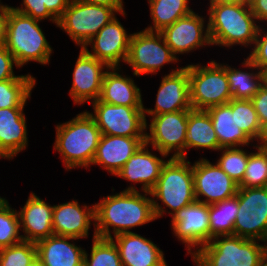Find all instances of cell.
I'll return each instance as SVG.
<instances>
[{
  "mask_svg": "<svg viewBox=\"0 0 267 266\" xmlns=\"http://www.w3.org/2000/svg\"><path fill=\"white\" fill-rule=\"evenodd\" d=\"M150 192L140 193L131 185L120 193L108 195L95 203L94 233L99 238L111 239L129 229L156 220L152 199L146 197Z\"/></svg>",
  "mask_w": 267,
  "mask_h": 266,
  "instance_id": "6da1fadb",
  "label": "cell"
},
{
  "mask_svg": "<svg viewBox=\"0 0 267 266\" xmlns=\"http://www.w3.org/2000/svg\"><path fill=\"white\" fill-rule=\"evenodd\" d=\"M56 128L54 149L61 154L67 169L88 168L95 157L101 131L87 111H83Z\"/></svg>",
  "mask_w": 267,
  "mask_h": 266,
  "instance_id": "7a4b0ae2",
  "label": "cell"
},
{
  "mask_svg": "<svg viewBox=\"0 0 267 266\" xmlns=\"http://www.w3.org/2000/svg\"><path fill=\"white\" fill-rule=\"evenodd\" d=\"M208 28L212 45L248 47L256 40L260 25L246 3H220L208 8Z\"/></svg>",
  "mask_w": 267,
  "mask_h": 266,
  "instance_id": "3957f363",
  "label": "cell"
},
{
  "mask_svg": "<svg viewBox=\"0 0 267 266\" xmlns=\"http://www.w3.org/2000/svg\"><path fill=\"white\" fill-rule=\"evenodd\" d=\"M185 158H169L163 165L155 186L150 190L156 219L176 211L196 201L194 193L193 165ZM156 199V200H154ZM160 200L164 208L159 205ZM165 209V210H164Z\"/></svg>",
  "mask_w": 267,
  "mask_h": 266,
  "instance_id": "277c9868",
  "label": "cell"
},
{
  "mask_svg": "<svg viewBox=\"0 0 267 266\" xmlns=\"http://www.w3.org/2000/svg\"><path fill=\"white\" fill-rule=\"evenodd\" d=\"M266 255V243L226 235L212 238L191 257L197 266H260Z\"/></svg>",
  "mask_w": 267,
  "mask_h": 266,
  "instance_id": "5b68a950",
  "label": "cell"
},
{
  "mask_svg": "<svg viewBox=\"0 0 267 266\" xmlns=\"http://www.w3.org/2000/svg\"><path fill=\"white\" fill-rule=\"evenodd\" d=\"M40 21L9 10L4 45L15 58L19 68L29 61L49 64L52 48L39 24Z\"/></svg>",
  "mask_w": 267,
  "mask_h": 266,
  "instance_id": "8992f818",
  "label": "cell"
},
{
  "mask_svg": "<svg viewBox=\"0 0 267 266\" xmlns=\"http://www.w3.org/2000/svg\"><path fill=\"white\" fill-rule=\"evenodd\" d=\"M190 103L194 110H207L228 103L232 97L226 65L214 60L206 66L188 64Z\"/></svg>",
  "mask_w": 267,
  "mask_h": 266,
  "instance_id": "52a82bcc",
  "label": "cell"
},
{
  "mask_svg": "<svg viewBox=\"0 0 267 266\" xmlns=\"http://www.w3.org/2000/svg\"><path fill=\"white\" fill-rule=\"evenodd\" d=\"M116 13L111 7L71 0L58 20L57 27L66 32L80 48H83L115 17Z\"/></svg>",
  "mask_w": 267,
  "mask_h": 266,
  "instance_id": "ba28073f",
  "label": "cell"
},
{
  "mask_svg": "<svg viewBox=\"0 0 267 266\" xmlns=\"http://www.w3.org/2000/svg\"><path fill=\"white\" fill-rule=\"evenodd\" d=\"M190 111L183 110L151 116L150 124L147 125L146 122L145 129H149L150 133H145V143L158 151L162 158H166L170 152L174 151L171 158L187 159L186 130Z\"/></svg>",
  "mask_w": 267,
  "mask_h": 266,
  "instance_id": "9c48e42d",
  "label": "cell"
},
{
  "mask_svg": "<svg viewBox=\"0 0 267 266\" xmlns=\"http://www.w3.org/2000/svg\"><path fill=\"white\" fill-rule=\"evenodd\" d=\"M178 60L160 32L141 30L132 34L125 64L131 66L133 75L139 77L157 74L165 64L177 63Z\"/></svg>",
  "mask_w": 267,
  "mask_h": 266,
  "instance_id": "30bf717a",
  "label": "cell"
},
{
  "mask_svg": "<svg viewBox=\"0 0 267 266\" xmlns=\"http://www.w3.org/2000/svg\"><path fill=\"white\" fill-rule=\"evenodd\" d=\"M233 235L267 243V187L238 188Z\"/></svg>",
  "mask_w": 267,
  "mask_h": 266,
  "instance_id": "8fae6325",
  "label": "cell"
},
{
  "mask_svg": "<svg viewBox=\"0 0 267 266\" xmlns=\"http://www.w3.org/2000/svg\"><path fill=\"white\" fill-rule=\"evenodd\" d=\"M91 103L94 112H87L94 119L102 135L145 137L147 130L144 107L111 105L99 99Z\"/></svg>",
  "mask_w": 267,
  "mask_h": 266,
  "instance_id": "7c38bea8",
  "label": "cell"
},
{
  "mask_svg": "<svg viewBox=\"0 0 267 266\" xmlns=\"http://www.w3.org/2000/svg\"><path fill=\"white\" fill-rule=\"evenodd\" d=\"M171 216V228L174 236L187 246L188 254L192 256L203 245L210 242L208 204L195 201ZM192 248H194V252L191 250Z\"/></svg>",
  "mask_w": 267,
  "mask_h": 266,
  "instance_id": "4fadbf2b",
  "label": "cell"
},
{
  "mask_svg": "<svg viewBox=\"0 0 267 266\" xmlns=\"http://www.w3.org/2000/svg\"><path fill=\"white\" fill-rule=\"evenodd\" d=\"M193 178L196 201L208 205L236 196L239 188L217 163L205 158L193 163ZM202 196L206 199H201Z\"/></svg>",
  "mask_w": 267,
  "mask_h": 266,
  "instance_id": "5bb4252c",
  "label": "cell"
},
{
  "mask_svg": "<svg viewBox=\"0 0 267 266\" xmlns=\"http://www.w3.org/2000/svg\"><path fill=\"white\" fill-rule=\"evenodd\" d=\"M204 24V18L192 11L172 25L165 27L160 33L163 35L173 55L177 58V54L189 53L199 47L212 45L208 22L206 28Z\"/></svg>",
  "mask_w": 267,
  "mask_h": 266,
  "instance_id": "9a60e30c",
  "label": "cell"
},
{
  "mask_svg": "<svg viewBox=\"0 0 267 266\" xmlns=\"http://www.w3.org/2000/svg\"><path fill=\"white\" fill-rule=\"evenodd\" d=\"M131 37L132 34L127 33L115 16L83 49L109 67H120V62H126ZM89 45L92 46V52L87 48Z\"/></svg>",
  "mask_w": 267,
  "mask_h": 266,
  "instance_id": "2e32d148",
  "label": "cell"
},
{
  "mask_svg": "<svg viewBox=\"0 0 267 266\" xmlns=\"http://www.w3.org/2000/svg\"><path fill=\"white\" fill-rule=\"evenodd\" d=\"M110 67L95 57L90 56L83 48L80 49L72 73V87L69 91L74 104L94 102L101 94L102 81Z\"/></svg>",
  "mask_w": 267,
  "mask_h": 266,
  "instance_id": "e0dca14e",
  "label": "cell"
},
{
  "mask_svg": "<svg viewBox=\"0 0 267 266\" xmlns=\"http://www.w3.org/2000/svg\"><path fill=\"white\" fill-rule=\"evenodd\" d=\"M154 109L144 107V116L174 113L183 110H192L190 103V83L188 69L180 67L163 76L156 96Z\"/></svg>",
  "mask_w": 267,
  "mask_h": 266,
  "instance_id": "ac0fdd59",
  "label": "cell"
},
{
  "mask_svg": "<svg viewBox=\"0 0 267 266\" xmlns=\"http://www.w3.org/2000/svg\"><path fill=\"white\" fill-rule=\"evenodd\" d=\"M123 266H167L163 251L150 239L129 232L112 237Z\"/></svg>",
  "mask_w": 267,
  "mask_h": 266,
  "instance_id": "d6986e66",
  "label": "cell"
},
{
  "mask_svg": "<svg viewBox=\"0 0 267 266\" xmlns=\"http://www.w3.org/2000/svg\"><path fill=\"white\" fill-rule=\"evenodd\" d=\"M91 221L95 222V205L80 207L76 200L53 205L54 235L86 238L89 235Z\"/></svg>",
  "mask_w": 267,
  "mask_h": 266,
  "instance_id": "ffe728a7",
  "label": "cell"
},
{
  "mask_svg": "<svg viewBox=\"0 0 267 266\" xmlns=\"http://www.w3.org/2000/svg\"><path fill=\"white\" fill-rule=\"evenodd\" d=\"M20 230L24 232V241L37 243L54 234L53 206L49 205L35 193H31L25 205L18 211Z\"/></svg>",
  "mask_w": 267,
  "mask_h": 266,
  "instance_id": "44dd1931",
  "label": "cell"
},
{
  "mask_svg": "<svg viewBox=\"0 0 267 266\" xmlns=\"http://www.w3.org/2000/svg\"><path fill=\"white\" fill-rule=\"evenodd\" d=\"M144 143L145 137L101 135L92 164L101 165L115 176Z\"/></svg>",
  "mask_w": 267,
  "mask_h": 266,
  "instance_id": "7402d4cb",
  "label": "cell"
},
{
  "mask_svg": "<svg viewBox=\"0 0 267 266\" xmlns=\"http://www.w3.org/2000/svg\"><path fill=\"white\" fill-rule=\"evenodd\" d=\"M147 147L144 143L115 175L135 184L141 183L140 190L143 192H150L155 186L167 161L154 155Z\"/></svg>",
  "mask_w": 267,
  "mask_h": 266,
  "instance_id": "603a6c76",
  "label": "cell"
},
{
  "mask_svg": "<svg viewBox=\"0 0 267 266\" xmlns=\"http://www.w3.org/2000/svg\"><path fill=\"white\" fill-rule=\"evenodd\" d=\"M24 108L0 109V158L12 159L28 145Z\"/></svg>",
  "mask_w": 267,
  "mask_h": 266,
  "instance_id": "cb8c5ba5",
  "label": "cell"
},
{
  "mask_svg": "<svg viewBox=\"0 0 267 266\" xmlns=\"http://www.w3.org/2000/svg\"><path fill=\"white\" fill-rule=\"evenodd\" d=\"M76 239L54 234L42 239L36 243L37 258L43 266H83L85 250L68 242Z\"/></svg>",
  "mask_w": 267,
  "mask_h": 266,
  "instance_id": "d4e9b609",
  "label": "cell"
},
{
  "mask_svg": "<svg viewBox=\"0 0 267 266\" xmlns=\"http://www.w3.org/2000/svg\"><path fill=\"white\" fill-rule=\"evenodd\" d=\"M120 68L110 67L106 70L99 100L111 105L144 107L140 88L133 79L119 74Z\"/></svg>",
  "mask_w": 267,
  "mask_h": 266,
  "instance_id": "484cf974",
  "label": "cell"
},
{
  "mask_svg": "<svg viewBox=\"0 0 267 266\" xmlns=\"http://www.w3.org/2000/svg\"><path fill=\"white\" fill-rule=\"evenodd\" d=\"M206 111L211 117L219 142V150L221 148L242 147L251 144L250 142L252 141L237 126L235 111H232L228 103L213 106Z\"/></svg>",
  "mask_w": 267,
  "mask_h": 266,
  "instance_id": "4316f807",
  "label": "cell"
},
{
  "mask_svg": "<svg viewBox=\"0 0 267 266\" xmlns=\"http://www.w3.org/2000/svg\"><path fill=\"white\" fill-rule=\"evenodd\" d=\"M188 148L219 150L218 138L206 110L192 109L188 113L186 149Z\"/></svg>",
  "mask_w": 267,
  "mask_h": 266,
  "instance_id": "83f0119b",
  "label": "cell"
},
{
  "mask_svg": "<svg viewBox=\"0 0 267 266\" xmlns=\"http://www.w3.org/2000/svg\"><path fill=\"white\" fill-rule=\"evenodd\" d=\"M242 66L251 69V72L232 68L226 64L229 89L233 99L250 100L267 80V75L262 73L261 70L248 58L242 62ZM254 69L258 71L253 72Z\"/></svg>",
  "mask_w": 267,
  "mask_h": 266,
  "instance_id": "f1b7e54d",
  "label": "cell"
},
{
  "mask_svg": "<svg viewBox=\"0 0 267 266\" xmlns=\"http://www.w3.org/2000/svg\"><path fill=\"white\" fill-rule=\"evenodd\" d=\"M189 0H148L153 25L145 28L149 32H161L181 17L193 10L188 6Z\"/></svg>",
  "mask_w": 267,
  "mask_h": 266,
  "instance_id": "f546056e",
  "label": "cell"
},
{
  "mask_svg": "<svg viewBox=\"0 0 267 266\" xmlns=\"http://www.w3.org/2000/svg\"><path fill=\"white\" fill-rule=\"evenodd\" d=\"M237 212V196L209 205L210 241L217 236L233 235Z\"/></svg>",
  "mask_w": 267,
  "mask_h": 266,
  "instance_id": "4dcf8cb0",
  "label": "cell"
},
{
  "mask_svg": "<svg viewBox=\"0 0 267 266\" xmlns=\"http://www.w3.org/2000/svg\"><path fill=\"white\" fill-rule=\"evenodd\" d=\"M228 104L231 106L232 111H235L237 126L252 142L257 139V144H259L263 137L264 130L262 129L252 101L246 99H231Z\"/></svg>",
  "mask_w": 267,
  "mask_h": 266,
  "instance_id": "1f68e13d",
  "label": "cell"
},
{
  "mask_svg": "<svg viewBox=\"0 0 267 266\" xmlns=\"http://www.w3.org/2000/svg\"><path fill=\"white\" fill-rule=\"evenodd\" d=\"M70 1L71 0H23L21 7L12 6V8L23 15L39 21L49 18L50 21L57 26L58 20L67 9Z\"/></svg>",
  "mask_w": 267,
  "mask_h": 266,
  "instance_id": "d6a6232c",
  "label": "cell"
},
{
  "mask_svg": "<svg viewBox=\"0 0 267 266\" xmlns=\"http://www.w3.org/2000/svg\"><path fill=\"white\" fill-rule=\"evenodd\" d=\"M35 84V79H9L0 81V109L24 108Z\"/></svg>",
  "mask_w": 267,
  "mask_h": 266,
  "instance_id": "836d02e7",
  "label": "cell"
},
{
  "mask_svg": "<svg viewBox=\"0 0 267 266\" xmlns=\"http://www.w3.org/2000/svg\"><path fill=\"white\" fill-rule=\"evenodd\" d=\"M257 152L250 153L242 182L239 188L267 187V149L255 145Z\"/></svg>",
  "mask_w": 267,
  "mask_h": 266,
  "instance_id": "e575fe53",
  "label": "cell"
},
{
  "mask_svg": "<svg viewBox=\"0 0 267 266\" xmlns=\"http://www.w3.org/2000/svg\"><path fill=\"white\" fill-rule=\"evenodd\" d=\"M84 252L83 266H123L118 249L111 239L99 238L93 234V244L88 258Z\"/></svg>",
  "mask_w": 267,
  "mask_h": 266,
  "instance_id": "d590c367",
  "label": "cell"
},
{
  "mask_svg": "<svg viewBox=\"0 0 267 266\" xmlns=\"http://www.w3.org/2000/svg\"><path fill=\"white\" fill-rule=\"evenodd\" d=\"M219 151L222 153L217 165L239 185L244 178L250 152L247 153L242 147L221 148Z\"/></svg>",
  "mask_w": 267,
  "mask_h": 266,
  "instance_id": "8d00e7d4",
  "label": "cell"
},
{
  "mask_svg": "<svg viewBox=\"0 0 267 266\" xmlns=\"http://www.w3.org/2000/svg\"><path fill=\"white\" fill-rule=\"evenodd\" d=\"M18 211L12 209L8 200L0 206V248L9 247L23 241L20 233Z\"/></svg>",
  "mask_w": 267,
  "mask_h": 266,
  "instance_id": "74e56055",
  "label": "cell"
},
{
  "mask_svg": "<svg viewBox=\"0 0 267 266\" xmlns=\"http://www.w3.org/2000/svg\"><path fill=\"white\" fill-rule=\"evenodd\" d=\"M37 257L36 243L21 241L0 248V266H28Z\"/></svg>",
  "mask_w": 267,
  "mask_h": 266,
  "instance_id": "f35d334b",
  "label": "cell"
},
{
  "mask_svg": "<svg viewBox=\"0 0 267 266\" xmlns=\"http://www.w3.org/2000/svg\"><path fill=\"white\" fill-rule=\"evenodd\" d=\"M259 28L253 48L247 58L251 60L262 73L267 75V31Z\"/></svg>",
  "mask_w": 267,
  "mask_h": 266,
  "instance_id": "ab89813d",
  "label": "cell"
},
{
  "mask_svg": "<svg viewBox=\"0 0 267 266\" xmlns=\"http://www.w3.org/2000/svg\"><path fill=\"white\" fill-rule=\"evenodd\" d=\"M19 67L15 58L4 44L0 45V81L9 79H35L28 73V75H15L13 66Z\"/></svg>",
  "mask_w": 267,
  "mask_h": 266,
  "instance_id": "60d3db41",
  "label": "cell"
},
{
  "mask_svg": "<svg viewBox=\"0 0 267 266\" xmlns=\"http://www.w3.org/2000/svg\"><path fill=\"white\" fill-rule=\"evenodd\" d=\"M250 100L253 103L262 129L264 130L267 127V80Z\"/></svg>",
  "mask_w": 267,
  "mask_h": 266,
  "instance_id": "b9f144b4",
  "label": "cell"
},
{
  "mask_svg": "<svg viewBox=\"0 0 267 266\" xmlns=\"http://www.w3.org/2000/svg\"><path fill=\"white\" fill-rule=\"evenodd\" d=\"M249 5L257 21H267V0H253Z\"/></svg>",
  "mask_w": 267,
  "mask_h": 266,
  "instance_id": "7bdbcfd3",
  "label": "cell"
},
{
  "mask_svg": "<svg viewBox=\"0 0 267 266\" xmlns=\"http://www.w3.org/2000/svg\"><path fill=\"white\" fill-rule=\"evenodd\" d=\"M87 4H96L113 8L120 15L125 16L123 0H76Z\"/></svg>",
  "mask_w": 267,
  "mask_h": 266,
  "instance_id": "ee69618b",
  "label": "cell"
},
{
  "mask_svg": "<svg viewBox=\"0 0 267 266\" xmlns=\"http://www.w3.org/2000/svg\"><path fill=\"white\" fill-rule=\"evenodd\" d=\"M12 6L0 7V45L4 44L7 31L9 10Z\"/></svg>",
  "mask_w": 267,
  "mask_h": 266,
  "instance_id": "f6af8a7d",
  "label": "cell"
},
{
  "mask_svg": "<svg viewBox=\"0 0 267 266\" xmlns=\"http://www.w3.org/2000/svg\"><path fill=\"white\" fill-rule=\"evenodd\" d=\"M210 6L220 3H244L242 0H209Z\"/></svg>",
  "mask_w": 267,
  "mask_h": 266,
  "instance_id": "bcb514c9",
  "label": "cell"
},
{
  "mask_svg": "<svg viewBox=\"0 0 267 266\" xmlns=\"http://www.w3.org/2000/svg\"><path fill=\"white\" fill-rule=\"evenodd\" d=\"M260 146L262 147H267V127L264 129L263 137L259 143Z\"/></svg>",
  "mask_w": 267,
  "mask_h": 266,
  "instance_id": "7dc6e473",
  "label": "cell"
},
{
  "mask_svg": "<svg viewBox=\"0 0 267 266\" xmlns=\"http://www.w3.org/2000/svg\"><path fill=\"white\" fill-rule=\"evenodd\" d=\"M28 266H43L42 262L36 257Z\"/></svg>",
  "mask_w": 267,
  "mask_h": 266,
  "instance_id": "c3c4849f",
  "label": "cell"
},
{
  "mask_svg": "<svg viewBox=\"0 0 267 266\" xmlns=\"http://www.w3.org/2000/svg\"><path fill=\"white\" fill-rule=\"evenodd\" d=\"M260 266H267V255L263 258Z\"/></svg>",
  "mask_w": 267,
  "mask_h": 266,
  "instance_id": "681fc988",
  "label": "cell"
},
{
  "mask_svg": "<svg viewBox=\"0 0 267 266\" xmlns=\"http://www.w3.org/2000/svg\"><path fill=\"white\" fill-rule=\"evenodd\" d=\"M5 201H7V200H6L5 198H3V197L0 196V206H1Z\"/></svg>",
  "mask_w": 267,
  "mask_h": 266,
  "instance_id": "f907efd6",
  "label": "cell"
},
{
  "mask_svg": "<svg viewBox=\"0 0 267 266\" xmlns=\"http://www.w3.org/2000/svg\"><path fill=\"white\" fill-rule=\"evenodd\" d=\"M246 4H250L253 0H242Z\"/></svg>",
  "mask_w": 267,
  "mask_h": 266,
  "instance_id": "816d5d0a",
  "label": "cell"
},
{
  "mask_svg": "<svg viewBox=\"0 0 267 266\" xmlns=\"http://www.w3.org/2000/svg\"><path fill=\"white\" fill-rule=\"evenodd\" d=\"M4 6H8V5H3L2 3H1V0H0V7H4Z\"/></svg>",
  "mask_w": 267,
  "mask_h": 266,
  "instance_id": "f5cc1de1",
  "label": "cell"
}]
</instances>
